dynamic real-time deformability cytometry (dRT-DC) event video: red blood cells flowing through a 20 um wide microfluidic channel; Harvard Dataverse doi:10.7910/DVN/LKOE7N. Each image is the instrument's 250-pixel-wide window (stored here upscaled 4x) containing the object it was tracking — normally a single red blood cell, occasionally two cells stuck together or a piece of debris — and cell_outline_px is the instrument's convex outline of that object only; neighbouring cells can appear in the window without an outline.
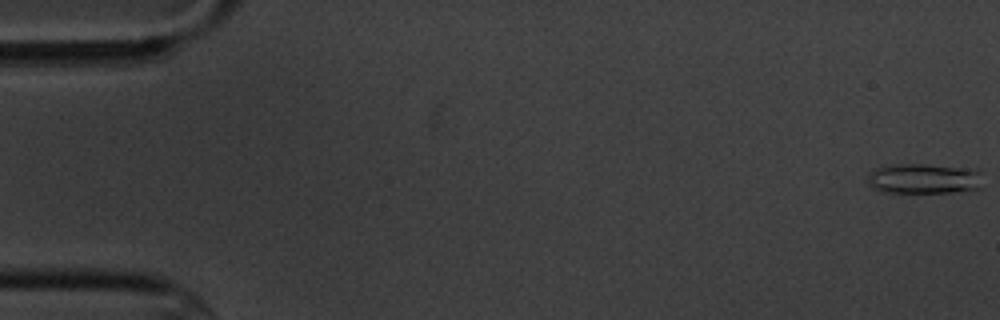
{"species": "common noctule bat (a hibernating species)", "species_latin": "Nyctalus noctula", "temperature_condition": "cold", "stored_images_in_passage": 5, "camera_frame_rate_fps": 3000, "um_per_image_px": 0.085, "animal": {"sex": "male", "body_mass_g": 20.1, "forearm_length_mm": 53.5}, "frame": {"image": 1, "passage_image": 1, "time_ms": 0.0, "image_size_px": [1000, 320], "cell_outline_px": [[980, 188], [968, 192], [884, 192], [872, 188], [868, 184], [868, 172], [876, 168], [892, 164], [928, 164], [972, 168], [976, 172]], "centroid_in_image_um": [78.46, 15.18], "position_along_channel_um": 6.5, "area_um2": 20.29}}
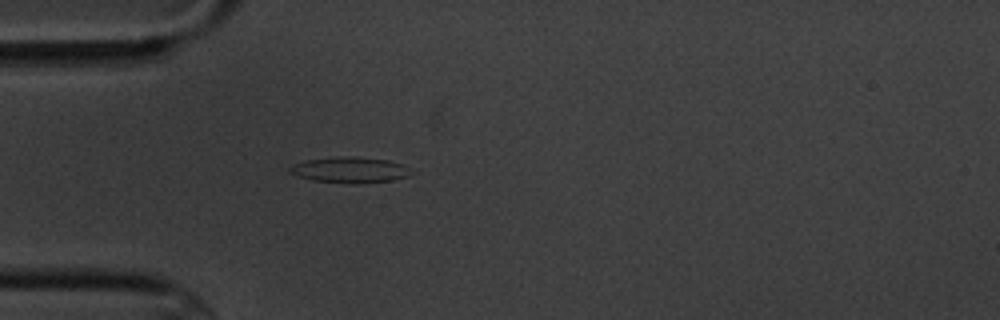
{"frame": {"image": 2, "passage_image": 5, "time_ms": 5.333, "image_size_px": [1000, 320], "cell_outline_px": [[408, 176], [392, 180], [356, 184], [352, 184], [312, 180], [288, 172], [288, 168], [292, 164], [304, 160], [340, 156], [348, 156], [388, 160], [404, 164], [408, 168]], "centroid_in_image_um": [29.69, 14.44], "position_along_channel_um": 55.3, "area_um2": 18.21}}